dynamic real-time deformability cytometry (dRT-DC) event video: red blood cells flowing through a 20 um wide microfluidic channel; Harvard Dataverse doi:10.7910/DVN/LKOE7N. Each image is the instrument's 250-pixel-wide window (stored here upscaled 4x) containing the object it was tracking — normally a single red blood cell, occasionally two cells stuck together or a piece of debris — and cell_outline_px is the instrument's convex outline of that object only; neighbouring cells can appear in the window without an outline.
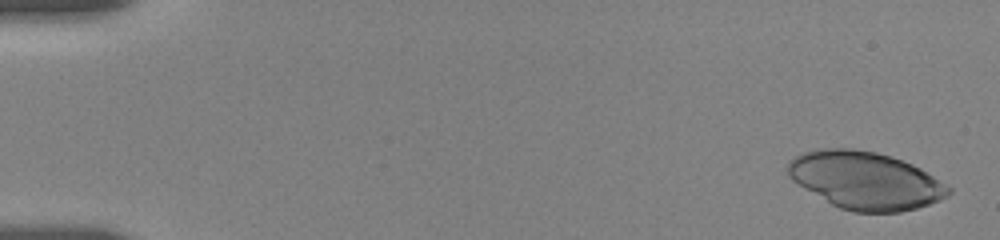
{"species": "human", "species_latin": "Homo sapiens", "temperature_condition": "room temperature", "stored_images_in_passage": 11, "camera_frame_rate_fps": 3000, "um_per_image_px": 0.085, "donor": {"sex": "female"}, "frame": {"image": 1, "passage_image": 1, "time_ms": 0.0, "image_size_px": [1000, 240], "cell_outline_px": [[952, 192], [948, 196], [940, 200], [916, 208], [900, 212], [852, 212], [840, 208], [832, 204], [792, 180], [788, 176], [788, 160], [804, 152], [824, 148], [852, 148], [876, 152], [912, 164], [920, 168], [948, 184], [952, 188]], "centroid_in_image_um": [73.58, 15.34], "position_along_channel_um": 11.4, "area_um2": 53.64}}